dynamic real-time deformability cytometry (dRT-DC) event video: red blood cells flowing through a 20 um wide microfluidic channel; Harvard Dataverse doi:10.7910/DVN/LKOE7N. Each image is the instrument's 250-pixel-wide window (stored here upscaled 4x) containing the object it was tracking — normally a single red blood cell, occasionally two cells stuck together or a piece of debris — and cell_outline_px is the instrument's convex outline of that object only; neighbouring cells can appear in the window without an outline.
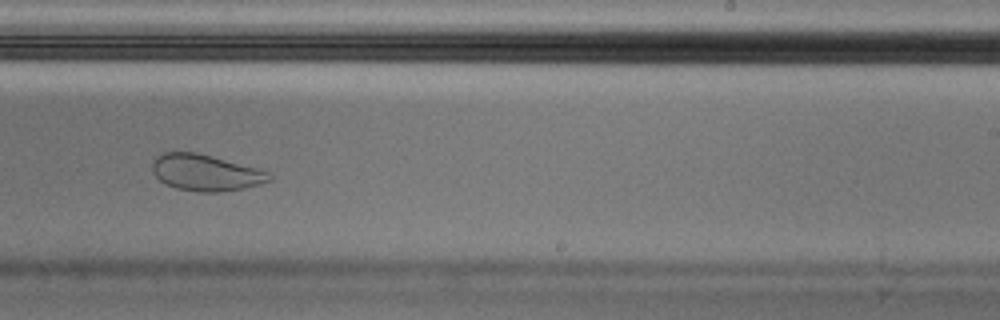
{"species": "Egyptian fruit bat (a non-hibernating species)", "species_latin": "Rousettus aegyptiacus", "temperature_condition": "cold", "stored_images_in_passage": 39, "camera_frame_rate_fps": 3000, "um_per_image_px": 0.085, "animal": {"sex": "male"}, "frame": {"image": 1, "passage_image": 28, "time_ms": 9.0, "image_size_px": [1000, 320], "cell_outline_px": [[268, 180], [240, 188], [180, 188], [168, 184], [160, 180], [156, 176], [156, 160], [160, 156], [168, 152], [192, 152], [208, 156], [264, 172]], "centroid_in_image_um": [17.36, 14.62], "position_along_channel_um": 271.6, "area_um2": 21.44}}